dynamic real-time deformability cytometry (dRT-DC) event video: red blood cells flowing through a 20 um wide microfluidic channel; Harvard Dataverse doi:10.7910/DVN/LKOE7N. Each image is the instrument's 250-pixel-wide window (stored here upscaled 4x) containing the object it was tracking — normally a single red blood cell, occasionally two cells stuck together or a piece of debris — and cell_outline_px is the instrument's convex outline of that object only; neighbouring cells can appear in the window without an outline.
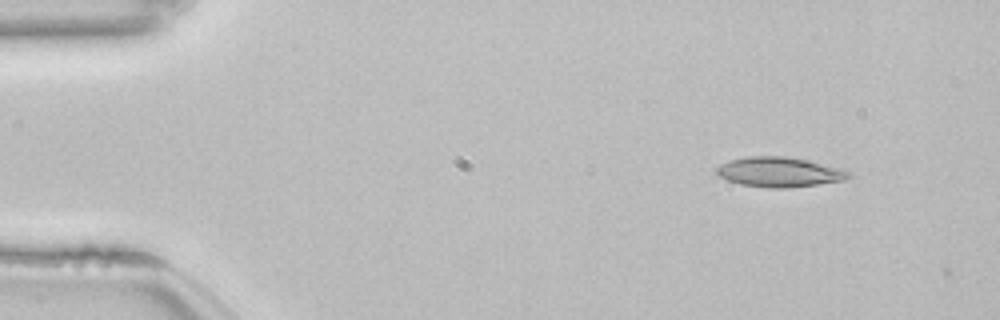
{"species": "common noctule bat (a hibernating species)", "species_latin": "Nyctalus noctula", "temperature_condition": "room temperature", "stored_images_in_passage": 2, "camera_frame_rate_fps": 3000, "um_per_image_px": 0.085, "animal": {"sex": "female", "body_mass_g": 22.7, "forearm_length_mm": 54.2}, "frame": {"image": 1, "passage_image": 1, "time_ms": 0.0, "image_size_px": [1000, 320], "cell_outline_px": [[852, 176], [844, 180], [788, 188], [768, 188], [740, 184], [728, 180], [720, 176], [716, 172], [716, 168], [720, 164], [728, 160], [748, 156], [784, 156], [808, 160], [844, 168]], "centroid_in_image_um": [66.25, 14.61], "position_along_channel_um": 18.8, "area_um2": 23.06}}